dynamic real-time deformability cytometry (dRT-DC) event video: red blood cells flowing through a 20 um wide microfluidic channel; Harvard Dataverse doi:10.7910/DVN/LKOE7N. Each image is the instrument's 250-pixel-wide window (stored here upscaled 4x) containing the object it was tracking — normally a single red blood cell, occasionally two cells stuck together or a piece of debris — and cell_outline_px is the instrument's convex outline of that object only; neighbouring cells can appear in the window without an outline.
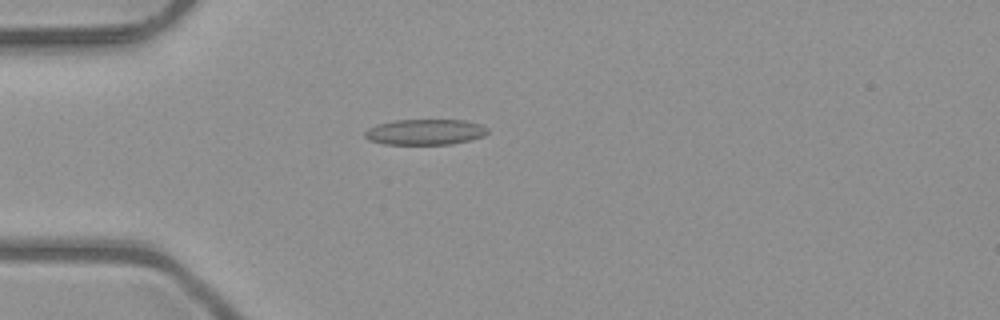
{"species": "common noctule bat (a hibernating species)", "species_latin": "Nyctalus noctula", "temperature_condition": "room temperature", "stored_images_in_passage": 3, "camera_frame_rate_fps": 3000, "um_per_image_px": 0.085, "animal": {"sex": "male", "body_mass_g": 23.1, "forearm_length_mm": 52.7}, "frame": {"image": 1, "passage_image": 3, "time_ms": 0.667, "image_size_px": [1000, 320], "cell_outline_px": [[488, 132], [484, 136], [472, 140], [452, 144], [384, 144], [368, 140], [364, 136], [364, 132], [368, 128], [376, 124], [396, 120], [468, 120], [480, 124], [488, 128]], "centroid_in_image_um": [36.15, 11.22], "position_along_channel_um": 48.9, "area_um2": 18.55}}